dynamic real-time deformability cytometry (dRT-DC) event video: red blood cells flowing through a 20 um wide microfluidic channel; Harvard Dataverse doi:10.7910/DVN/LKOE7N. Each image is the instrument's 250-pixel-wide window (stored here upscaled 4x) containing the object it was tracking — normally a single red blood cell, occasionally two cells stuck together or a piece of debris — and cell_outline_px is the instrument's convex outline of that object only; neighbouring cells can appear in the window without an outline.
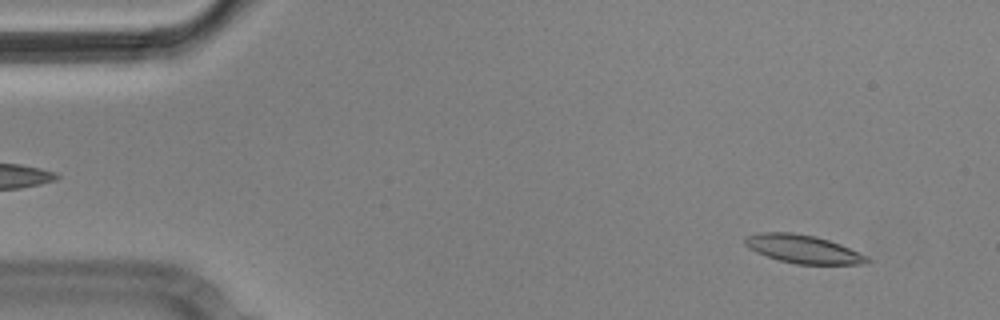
{"species": "Egyptian fruit bat (a non-hibernating species)", "species_latin": "Rousettus aegyptiacus", "temperature_condition": "cold", "stored_images_in_passage": 55, "camera_frame_rate_fps": 3000, "um_per_image_px": 0.085, "animal": {"sex": "male"}, "frame": {"image": 1, "passage_image": 4, "time_ms": 1.0, "image_size_px": [1000, 320], "cell_outline_px": [[872, 260], [860, 264], [796, 264], [780, 260], [756, 252], [748, 248], [744, 244], [744, 240], [748, 236], [764, 232], [792, 232], [816, 236], [840, 244], [868, 256]], "centroid_in_image_um": [68.27, 21.17], "position_along_channel_um": 16.7, "area_um2": 19.94}}
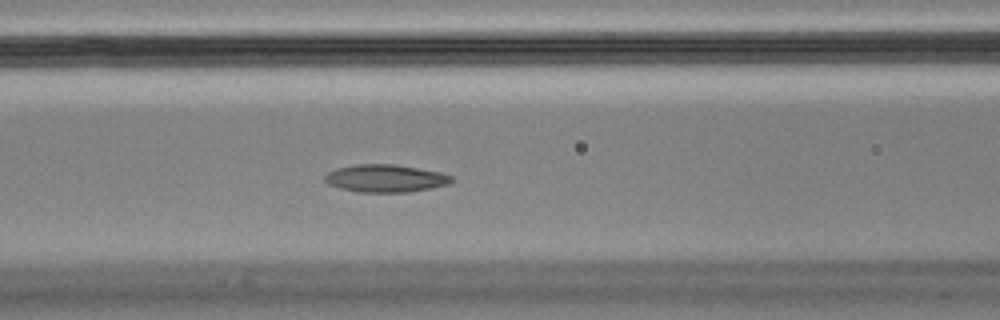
{"frame": {"image": 2, "passage_image": 22, "time_ms": 7.0, "image_size_px": [1000, 320], "cell_outline_px": [[452, 180], [448, 184], [408, 192], [360, 192], [340, 188], [328, 184], [324, 180], [324, 176], [328, 172], [336, 168], [356, 164], [396, 164], [440, 172], [452, 176]], "centroid_in_image_um": [32.72, 15.15], "position_along_channel_um": 133.9, "area_um2": 20.29}}
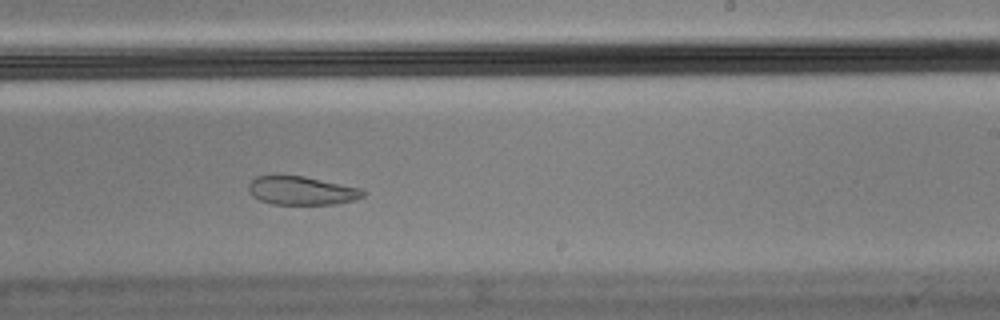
{"frame": {"image": 3, "passage_image": 33, "time_ms": 10.667, "image_size_px": [1000, 320], "cell_outline_px": [[364, 196], [356, 200], [336, 204], [272, 204], [260, 200], [252, 196], [248, 188], [248, 184], [256, 176], [304, 176], [360, 188], [364, 192]], "centroid_in_image_um": [25.64, 16.21], "position_along_channel_um": 263.4, "area_um2": 18.9}, "authors_computed_cell_mechanics": {"area_um2": 20.3456, "velocity_mm_per_s": 3.5412, "shape_relaxation_time_tau1_ms": null, "shape_relaxation_time_tau2_ms": 3.7154, "deformation_change_tau1": null, "deformation_change_tau2": 0.0898}}